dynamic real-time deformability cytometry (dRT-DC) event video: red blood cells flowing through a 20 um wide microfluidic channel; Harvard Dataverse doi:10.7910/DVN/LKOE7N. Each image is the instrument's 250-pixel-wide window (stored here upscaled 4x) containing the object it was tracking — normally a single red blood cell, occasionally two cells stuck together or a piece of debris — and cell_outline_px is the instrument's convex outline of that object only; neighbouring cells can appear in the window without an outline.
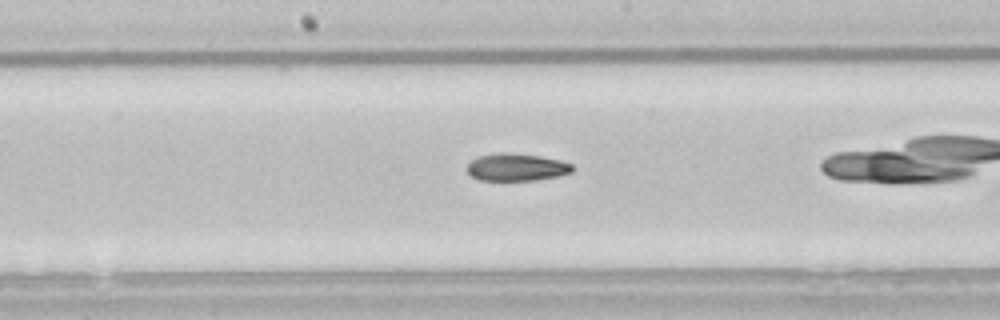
{"species": "common noctule bat (a hibernating species)", "species_latin": "Nyctalus noctula", "temperature_condition": "room temperature", "stored_images_in_passage": 39, "camera_frame_rate_fps": 3000, "um_per_image_px": 0.085, "animal": {"sex": "male", "body_mass_g": 21.5, "forearm_length_mm": 52.0}, "frame": {"image": 1, "passage_image": 23, "time_ms": 7.333, "image_size_px": [1000, 320], "cell_outline_px": [[576, 168], [572, 172], [556, 176], [536, 180], [480, 180], [472, 176], [468, 172], [468, 164], [476, 156], [496, 152], [500, 152], [540, 156], [560, 160], [572, 164]], "centroid_in_image_um": [43.91, 14.2], "position_along_channel_um": 204.3, "area_um2": 16.82}}